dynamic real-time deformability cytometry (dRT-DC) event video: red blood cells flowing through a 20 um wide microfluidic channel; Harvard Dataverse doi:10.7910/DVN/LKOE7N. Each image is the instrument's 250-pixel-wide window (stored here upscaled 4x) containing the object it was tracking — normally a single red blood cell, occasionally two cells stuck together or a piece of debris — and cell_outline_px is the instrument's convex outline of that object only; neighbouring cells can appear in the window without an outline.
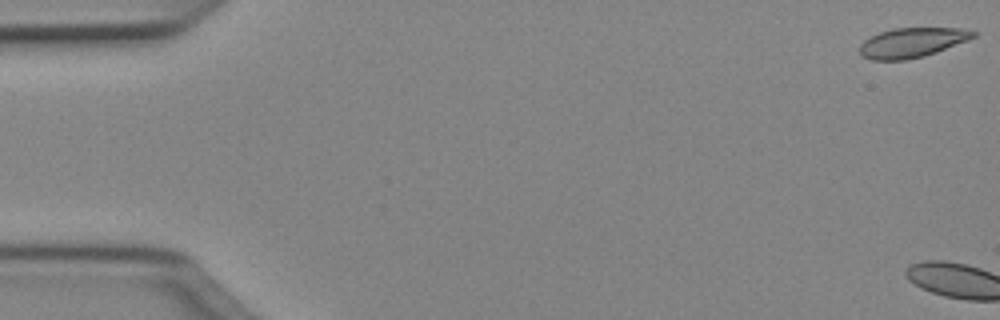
{"species": "Egyptian fruit bat (a non-hibernating species)", "species_latin": "Rousettus aegyptiacus", "temperature_condition": "cold", "stored_images_in_passage": 4, "camera_frame_rate_fps": 3000, "um_per_image_px": 0.085, "animal": {"sex": "female"}, "frame": {"image": 1, "passage_image": 1, "time_ms": 0.0, "image_size_px": [1000, 320], "cell_outline_px": [[980, 32], [976, 36], [968, 40], [936, 52], [924, 56], [908, 60], [872, 60], [860, 56], [860, 44], [864, 40], [880, 32], [892, 28], [964, 28]], "centroid_in_image_um": [77.54, 3.62], "position_along_channel_um": 7.5, "area_um2": 19.83}}